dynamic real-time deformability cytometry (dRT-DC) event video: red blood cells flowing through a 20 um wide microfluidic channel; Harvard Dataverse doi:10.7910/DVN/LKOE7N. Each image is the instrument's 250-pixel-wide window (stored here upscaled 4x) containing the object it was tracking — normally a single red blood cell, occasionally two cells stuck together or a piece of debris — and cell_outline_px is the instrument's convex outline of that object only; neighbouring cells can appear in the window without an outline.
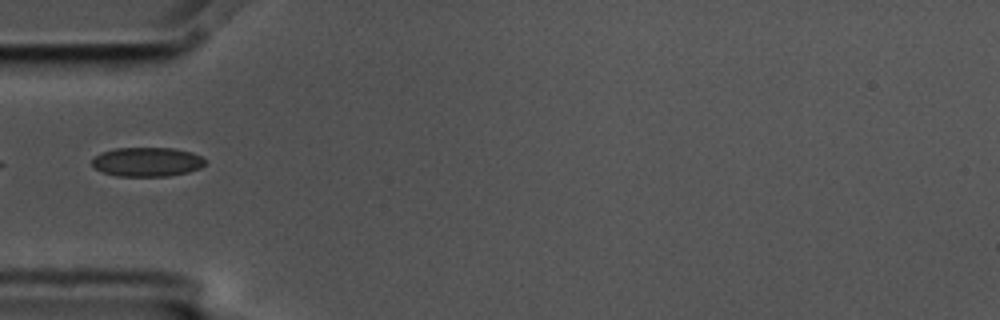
{"species": "common noctule bat (a hibernating species)", "species_latin": "Nyctalus noctula", "temperature_condition": "cold", "stored_images_in_passage": 4, "camera_frame_rate_fps": 3000, "um_per_image_px": 0.085, "animal": {"sex": "male", "body_mass_g": 17.5, "forearm_length_mm": 52.3}, "frame": {"image": 1, "passage_image": 4, "time_ms": 1.0, "image_size_px": [1000, 320], "cell_outline_px": [[204, 164], [200, 168], [188, 172], [168, 176], [116, 176], [104, 172], [96, 168], [92, 164], [92, 160], [100, 152], [116, 148], [172, 148], [192, 152], [200, 156], [204, 160]], "centroid_in_image_um": [12.49, 13.76], "position_along_channel_um": 72.5, "area_um2": 19.13}}